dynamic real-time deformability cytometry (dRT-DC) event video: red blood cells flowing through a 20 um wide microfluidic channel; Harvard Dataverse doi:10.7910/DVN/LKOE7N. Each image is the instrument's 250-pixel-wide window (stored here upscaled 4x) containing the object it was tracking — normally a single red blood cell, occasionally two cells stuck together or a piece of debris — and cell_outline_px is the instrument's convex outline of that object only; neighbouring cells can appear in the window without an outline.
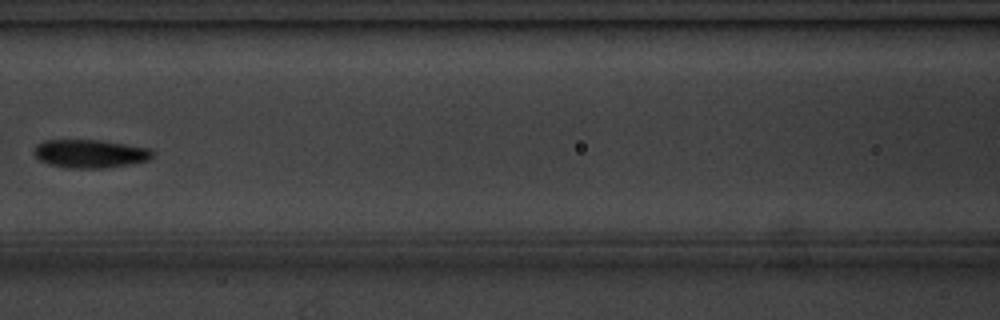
{"species": "common noctule bat (a hibernating species)", "species_latin": "Nyctalus noctula", "temperature_condition": "cold", "stored_images_in_passage": 10, "camera_frame_rate_fps": 3000, "um_per_image_px": 0.085, "animal": {"sex": "male", "body_mass_g": 20.1, "forearm_length_mm": 53.5}, "frame": {"image": 1, "passage_image": 7, "time_ms": 7.0, "image_size_px": [1000, 320], "cell_outline_px": [[152, 156], [148, 160], [128, 164], [104, 168], [64, 168], [48, 164], [40, 160], [32, 152], [36, 144], [44, 140], [100, 140], [152, 148]], "centroid_in_image_um": [7.62, 13.06], "position_along_channel_um": 159.0, "area_um2": 19.65}}
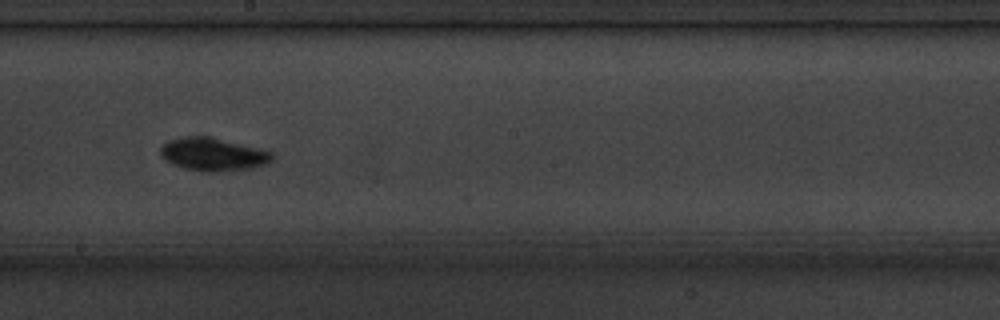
{"frame": {"image": 2, "passage_image": 9, "time_ms": 9.0, "image_size_px": [1000, 320], "cell_outline_px": [[276, 156], [268, 164], [252, 168], [228, 172], [200, 172], [180, 168], [164, 160], [160, 156], [160, 148], [168, 140], [188, 136], [204, 136], [256, 148], [272, 152]], "centroid_in_image_um": [18.08, 13.16], "position_along_channel_um": 230.1, "area_um2": 21.68}}